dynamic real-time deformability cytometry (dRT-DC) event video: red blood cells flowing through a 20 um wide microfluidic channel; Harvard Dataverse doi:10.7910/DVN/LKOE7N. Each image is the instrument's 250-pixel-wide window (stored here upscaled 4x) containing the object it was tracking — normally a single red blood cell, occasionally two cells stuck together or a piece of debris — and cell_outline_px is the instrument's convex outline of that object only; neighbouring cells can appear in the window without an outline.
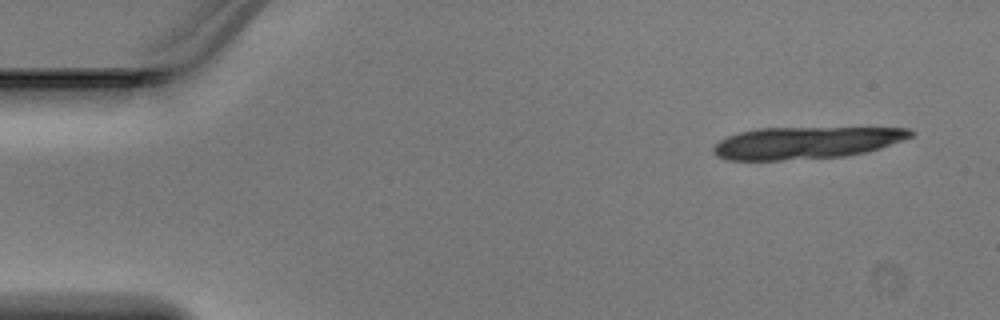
{"species": "Egyptian fruit bat (a non-hibernating species)", "species_latin": "Rousettus aegyptiacus", "temperature_condition": "warm", "stored_images_in_passage": 2, "segment_of_instrument_passage": [2, 2], "camera_frame_rate_fps": 3000, "um_per_image_px": 0.085, "animal": {"sex": "male"}, "frame": {"image": 1, "passage_image": 2, "time_ms": 0.333, "image_size_px": [1000, 320], "cell_outline_px": [[916, 132], [912, 136], [904, 140], [868, 152], [844, 156], [780, 160], [728, 160], [716, 156], [712, 152], [712, 148], [720, 140], [728, 136], [740, 132], [760, 128], [908, 128]], "centroid_in_image_um": [68.51, 12.14], "position_along_channel_um": 16.5, "area_um2": 36.76}}